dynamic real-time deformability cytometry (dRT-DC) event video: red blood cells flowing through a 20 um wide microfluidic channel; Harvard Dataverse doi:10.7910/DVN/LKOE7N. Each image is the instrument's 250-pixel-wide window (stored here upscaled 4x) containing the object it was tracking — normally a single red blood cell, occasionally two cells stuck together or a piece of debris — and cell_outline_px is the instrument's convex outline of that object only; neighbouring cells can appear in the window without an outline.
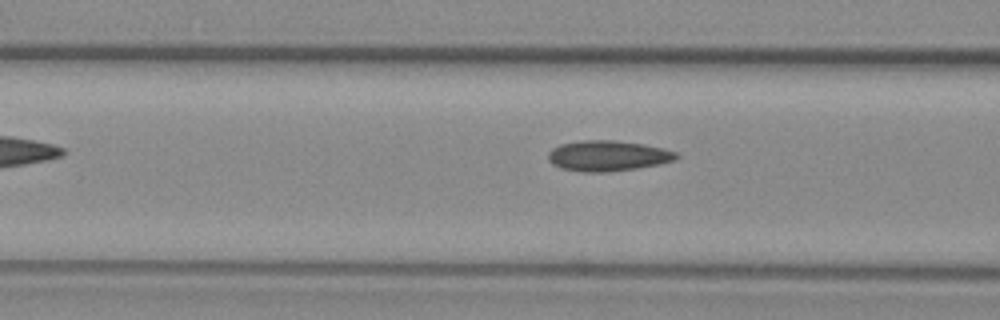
{"species": "common noctule bat (a hibernating species)", "species_latin": "Nyctalus noctula", "temperature_condition": "warm", "stored_images_in_passage": 7, "camera_frame_rate_fps": 3000, "um_per_image_px": 0.085, "animal": {"sex": "female", "body_mass_g": 29.2, "forearm_length_mm": 56.3}, "frame": {"image": 1, "passage_image": 5, "time_ms": 1.333, "image_size_px": [1000, 320], "cell_outline_px": [[680, 156], [676, 160], [660, 164], [636, 168], [604, 172], [584, 172], [560, 168], [552, 164], [548, 160], [548, 152], [552, 148], [560, 144], [580, 140], [612, 140], [644, 144], [664, 148], [676, 152]], "centroid_in_image_um": [51.66, 13.24], "position_along_channel_um": 114.9, "area_um2": 22.95}}